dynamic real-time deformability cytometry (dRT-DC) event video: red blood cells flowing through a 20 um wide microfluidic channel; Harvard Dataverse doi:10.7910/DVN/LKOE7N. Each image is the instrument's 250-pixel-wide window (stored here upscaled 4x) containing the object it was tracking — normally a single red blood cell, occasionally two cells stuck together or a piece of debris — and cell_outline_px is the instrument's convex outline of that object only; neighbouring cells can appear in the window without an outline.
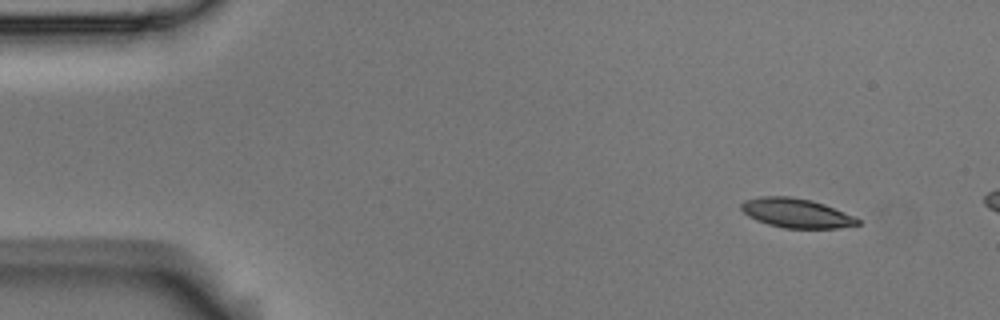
{"species": "Egyptian fruit bat (a non-hibernating species)", "species_latin": "Rousettus aegyptiacus", "temperature_condition": "room temperature", "stored_images_in_passage": 3, "camera_frame_rate_fps": 3000, "um_per_image_px": 0.085, "animal": {"sex": "male"}, "frame": {"image": 1, "passage_image": 1, "time_ms": 0.0, "image_size_px": [1000, 320], "cell_outline_px": [[860, 224], [836, 228], [784, 228], [768, 224], [756, 220], [748, 216], [740, 208], [740, 204], [744, 200], [760, 196], [788, 196], [812, 200], [824, 204], [852, 216], [860, 220]], "centroid_in_image_um": [67.63, 18.1], "position_along_channel_um": 17.4, "area_um2": 19.77}}